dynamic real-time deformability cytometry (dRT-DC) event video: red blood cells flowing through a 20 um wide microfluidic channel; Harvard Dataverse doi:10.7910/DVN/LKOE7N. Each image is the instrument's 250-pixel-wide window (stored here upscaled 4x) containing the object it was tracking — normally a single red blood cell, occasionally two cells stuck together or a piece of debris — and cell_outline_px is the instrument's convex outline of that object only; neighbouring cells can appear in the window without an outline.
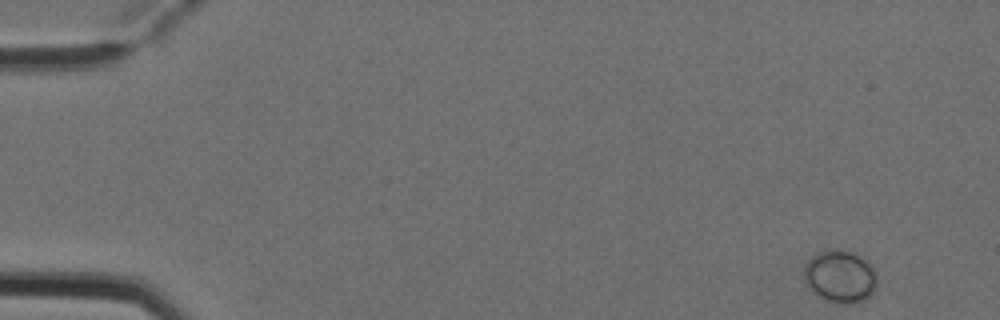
{"species": "Egyptian fruit bat (a non-hibernating species)", "species_latin": "Rousettus aegyptiacus", "temperature_condition": "cold", "stored_images_in_passage": 4, "camera_frame_rate_fps": 3000, "um_per_image_px": 0.085, "animal": {"sex": "female"}, "frame": {"image": 1, "passage_image": 1, "time_ms": 0.0, "image_size_px": [1000, 320], "cell_outline_px": [[876, 288], [872, 296], [856, 304], [840, 304], [824, 300], [816, 296], [812, 292], [804, 280], [804, 264], [816, 252], [832, 248], [836, 248], [856, 252], [864, 256], [876, 272]], "centroid_in_image_um": [71.42, 23.49], "position_along_channel_um": 13.6, "area_um2": 23.29}}
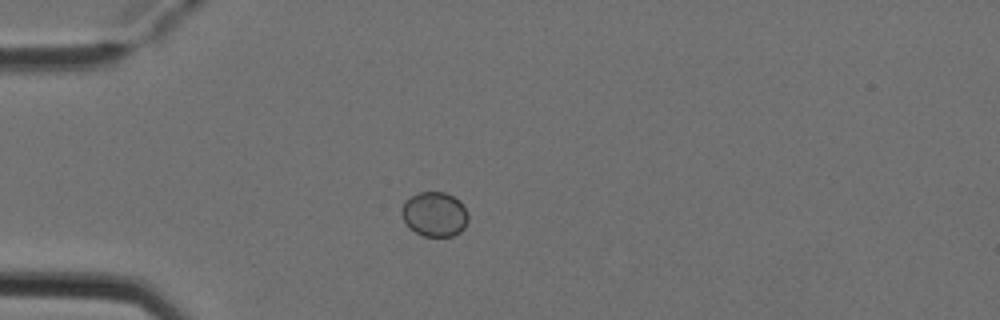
{"frame": {"image": 2, "passage_image": 4, "time_ms": 1.0, "image_size_px": [1000, 320], "cell_outline_px": [[468, 220], [464, 228], [460, 232], [452, 236], [424, 236], [416, 232], [404, 220], [400, 212], [400, 208], [404, 200], [420, 192], [444, 192], [460, 200], [468, 216]], "centroid_in_image_um": [36.93, 18.2], "position_along_channel_um": 48.1, "area_um2": 17.22}}